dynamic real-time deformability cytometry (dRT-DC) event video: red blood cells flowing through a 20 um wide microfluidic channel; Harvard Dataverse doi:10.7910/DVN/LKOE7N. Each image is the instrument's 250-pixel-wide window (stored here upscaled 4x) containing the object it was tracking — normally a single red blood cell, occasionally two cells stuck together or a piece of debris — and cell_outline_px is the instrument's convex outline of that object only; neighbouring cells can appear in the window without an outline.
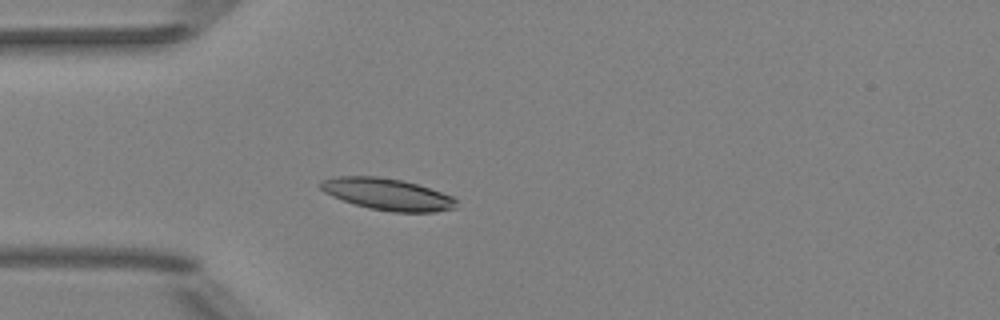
{"species": "Egyptian fruit bat (a non-hibernating species)", "species_latin": "Rousettus aegyptiacus", "temperature_condition": "room temperature", "stored_images_in_passage": 40, "camera_frame_rate_fps": 3000, "um_per_image_px": 0.085, "animal": {"sex": "female"}, "frame": {"image": 1, "passage_image": 7, "time_ms": 2.0, "image_size_px": [1000, 320], "cell_outline_px": [[456, 208], [436, 212], [392, 212], [368, 208], [332, 196], [324, 192], [316, 184], [320, 180], [336, 176], [376, 176], [400, 180], [416, 184], [452, 196], [456, 200]], "centroid_in_image_um": [32.88, 16.51], "position_along_channel_um": 52.1, "area_um2": 25.03}}
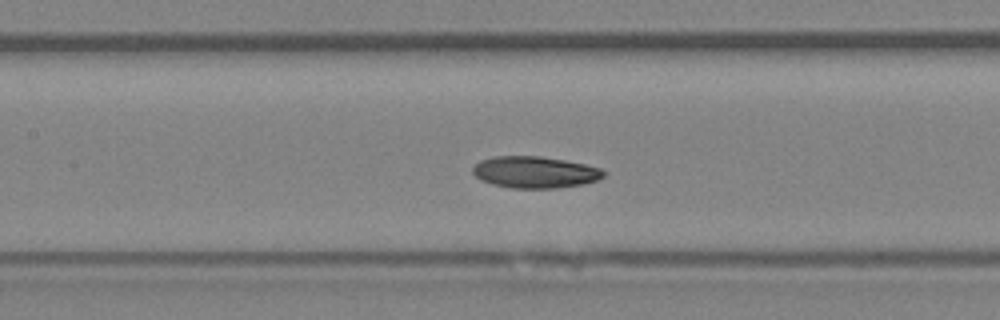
{"frame": {"image": 2, "passage_image": 16, "time_ms": 5.0, "image_size_px": [1000, 320], "cell_outline_px": [[604, 176], [596, 180], [584, 184], [556, 188], [512, 188], [492, 184], [480, 180], [472, 172], [472, 168], [480, 160], [492, 156], [540, 156], [564, 160], [584, 164], [600, 168], [604, 172]], "centroid_in_image_um": [45.43, 14.63], "position_along_channel_um": 162.0, "area_um2": 24.1}}
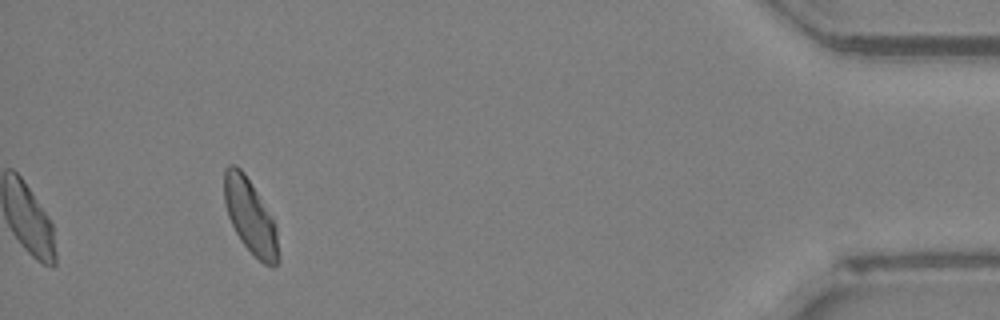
{"frame": {"image": 3, "passage_image": 40, "time_ms": 13.0, "image_size_px": [1000, 320], "cell_outline_px": [[280, 260], [272, 268], [264, 264], [240, 240], [228, 216], [224, 204], [224, 168], [228, 164], [236, 164], [244, 172], [272, 216], [276, 224], [280, 256]], "centroid_in_image_um": [21.29, 18.39], "position_along_channel_um": 413.9, "area_um2": 23.64}, "authors_computed_cell_mechanics": {"area_um2": 23.9003, "velocity_mm_per_s": 3.9766, "shape_relaxation_time_tau1_ms": 4.1463, "shape_relaxation_time_tau2_ms": 2.9708, "deformation_change_tau1": 0.1197, "deformation_change_tau2": 0.0635}}